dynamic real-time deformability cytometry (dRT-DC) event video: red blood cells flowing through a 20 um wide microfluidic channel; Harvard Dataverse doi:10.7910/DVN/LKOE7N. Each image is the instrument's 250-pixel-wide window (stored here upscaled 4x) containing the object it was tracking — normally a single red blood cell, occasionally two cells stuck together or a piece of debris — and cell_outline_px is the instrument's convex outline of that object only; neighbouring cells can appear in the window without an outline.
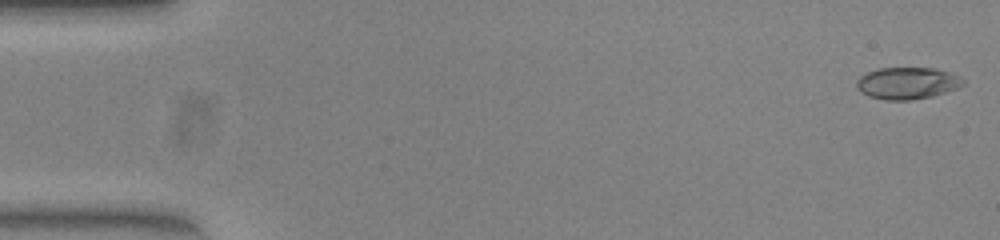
{"species": "common noctule bat (a hibernating species)", "species_latin": "Nyctalus noctula", "temperature_condition": "warm", "stored_images_in_passage": 53, "camera_frame_rate_fps": 3000, "um_per_image_px": 0.085, "animal": {"sex": "female", "body_mass_g": 23.0, "forearm_length_mm": 53.4}, "frame": {"image": 1, "passage_image": 1, "time_ms": 0.0, "image_size_px": [1000, 240], "cell_outline_px": [[964, 84], [956, 88], [932, 96], [912, 100], [884, 100], [868, 96], [860, 92], [856, 88], [856, 80], [860, 76], [868, 72], [880, 68], [932, 68], [948, 72], [960, 76], [964, 80]], "centroid_in_image_um": [77.08, 7.07], "position_along_channel_um": 7.9, "area_um2": 19.77}}
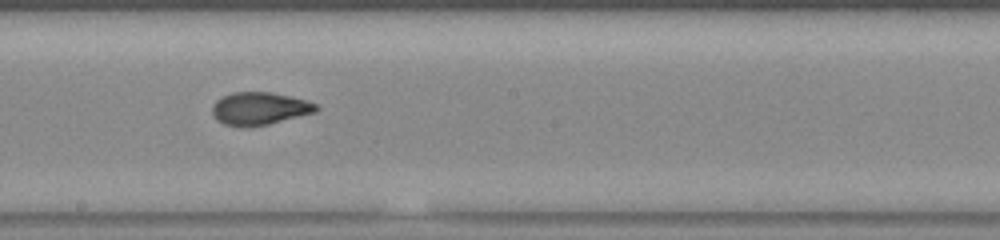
{"frame": {"image": 2, "passage_image": 29, "time_ms": 9.333, "image_size_px": [1000, 240], "cell_outline_px": [[320, 108], [316, 112], [268, 124], [224, 124], [216, 120], [212, 112], [212, 104], [216, 100], [232, 92], [272, 92], [304, 100], [316, 104]], "centroid_in_image_um": [22.06, 9.19], "position_along_channel_um": 226.1, "area_um2": 19.19}}
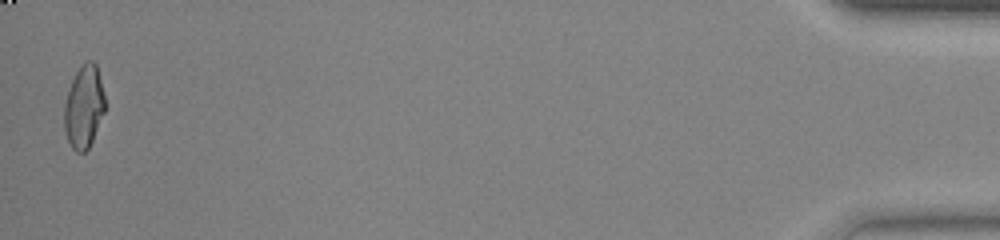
{"frame": {"image": 3, "passage_image": 52, "time_ms": 17.0, "image_size_px": [1000, 240], "cell_outline_px": [[104, 112], [92, 140], [88, 148], [84, 152], [76, 152], [72, 148], [64, 132], [64, 104], [68, 88], [80, 64], [88, 60], [92, 60], [96, 64], [104, 96]], "centroid_in_image_um": [7.1, 9.07], "position_along_channel_um": 428.1, "area_um2": 19.54}, "authors_computed_cell_mechanics": {"area_um2": 19.7098, "velocity_mm_per_s": 3.8795, "shape_relaxation_time_tau1_ms": 11.083, "shape_relaxation_time_tau2_ms": 1.1145, "deformation_change_tau1": 0.2995, "deformation_change_tau2": 0.0561}}